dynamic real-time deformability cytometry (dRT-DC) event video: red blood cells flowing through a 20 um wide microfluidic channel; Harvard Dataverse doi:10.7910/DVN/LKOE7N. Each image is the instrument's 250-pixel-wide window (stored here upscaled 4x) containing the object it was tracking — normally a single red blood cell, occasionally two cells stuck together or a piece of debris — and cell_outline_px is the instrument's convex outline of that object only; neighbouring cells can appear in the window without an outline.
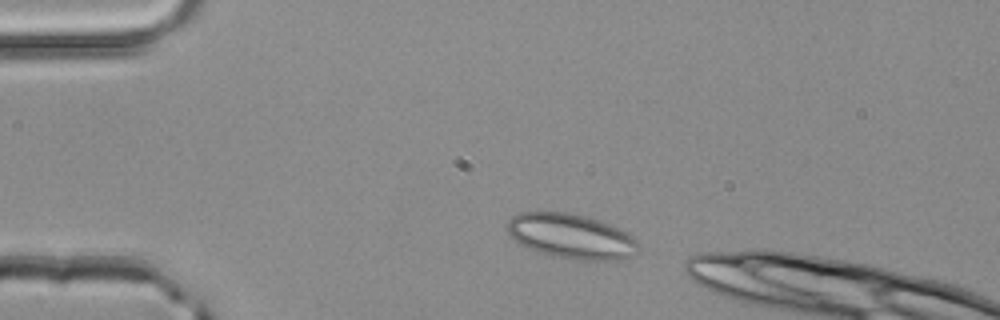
{"species": "common noctule bat (a hibernating species)", "species_latin": "Nyctalus noctula", "temperature_condition": "room temperature", "stored_images_in_passage": 3, "camera_frame_rate_fps": 3000, "um_per_image_px": 0.085, "animal": {"sex": "male", "body_mass_g": 20.4}, "frame": {"image": 1, "passage_image": 1, "time_ms": 0.0, "image_size_px": [1000, 320], "cell_outline_px": [[640, 248], [632, 256], [620, 260], [576, 260], [552, 256], [536, 252], [520, 244], [508, 232], [508, 220], [516, 212], [568, 212], [588, 216], [620, 228], [632, 236], [640, 244]], "centroid_in_image_um": [48.58, 20.08], "position_along_channel_um": 36.4, "area_um2": 34.62}}
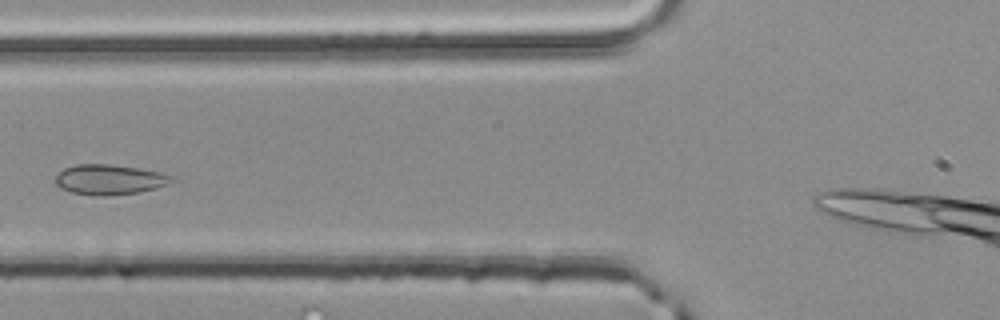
{"frame": {"image": 2, "passage_image": 3, "time_ms": 0.667, "image_size_px": [1000, 320], "cell_outline_px": [[172, 180], [164, 184], [140, 192], [104, 196], [96, 196], [72, 192], [60, 188], [56, 184], [56, 176], [64, 168], [76, 164], [108, 164], [136, 168], [160, 172], [172, 176]], "centroid_in_image_um": [9.23, 15.26], "position_along_channel_um": 116.6, "area_um2": 20.0}}